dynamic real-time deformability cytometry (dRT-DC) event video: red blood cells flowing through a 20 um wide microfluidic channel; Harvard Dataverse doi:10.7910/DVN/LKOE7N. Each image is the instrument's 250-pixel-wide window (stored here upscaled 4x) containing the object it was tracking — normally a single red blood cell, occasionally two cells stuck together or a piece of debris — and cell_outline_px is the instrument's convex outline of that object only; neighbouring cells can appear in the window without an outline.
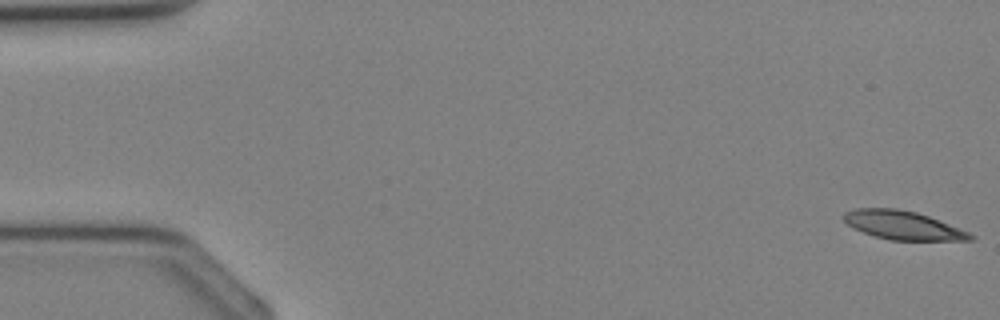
{"species": "Egyptian fruit bat (a non-hibernating species)", "species_latin": "Rousettus aegyptiacus", "temperature_condition": "cold", "stored_images_in_passage": 36, "camera_frame_rate_fps": 3000, "um_per_image_px": 0.085, "animal": {"sex": "female"}, "frame": {"image": 1, "passage_image": 1, "time_ms": 0.0, "image_size_px": [1000, 320], "cell_outline_px": [[976, 236], [972, 240], [888, 240], [864, 232], [848, 224], [844, 220], [844, 212], [856, 208], [896, 208], [916, 212], [928, 216], [968, 232]], "centroid_in_image_um": [76.74, 19.14], "position_along_channel_um": 8.3, "area_um2": 20.75}}
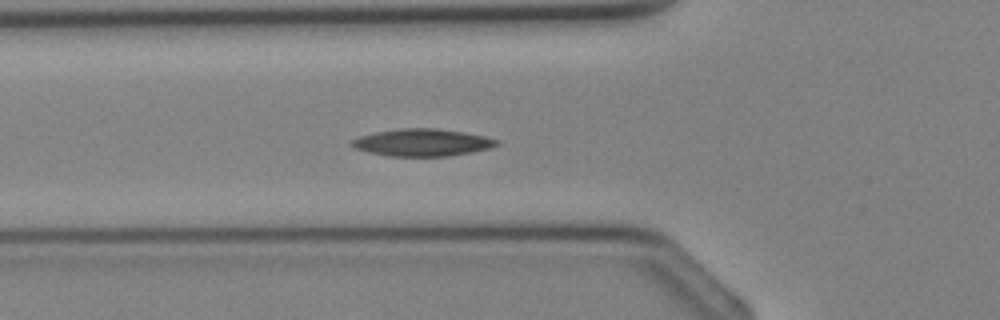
{"frame": {"image": 2, "passage_image": 13, "time_ms": 4.0, "image_size_px": [1000, 320], "cell_outline_px": [[500, 144], [488, 148], [472, 152], [448, 156], [388, 156], [368, 152], [352, 148], [348, 144], [352, 140], [360, 136], [376, 132], [400, 128], [432, 128], [464, 132], [484, 136], [500, 140]], "centroid_in_image_um": [35.86, 12.11], "position_along_channel_um": 89.9, "area_um2": 23.06}}
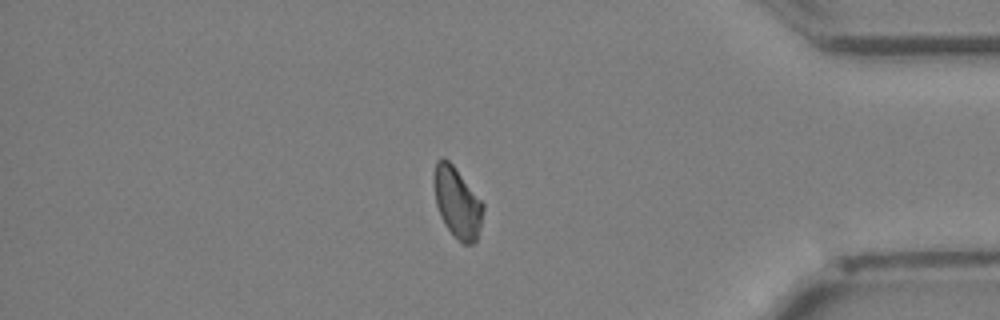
{"frame": {"image": 3, "passage_image": 31, "time_ms": 10.0, "image_size_px": [1000, 320], "cell_outline_px": [[484, 208], [476, 240], [472, 244], [464, 244], [444, 224], [440, 216], [436, 204], [432, 180], [432, 176], [436, 160], [440, 156], [444, 156], [452, 164], [484, 204]], "centroid_in_image_um": [38.81, 17.15], "position_along_channel_um": 396.4, "area_um2": 20.11}}